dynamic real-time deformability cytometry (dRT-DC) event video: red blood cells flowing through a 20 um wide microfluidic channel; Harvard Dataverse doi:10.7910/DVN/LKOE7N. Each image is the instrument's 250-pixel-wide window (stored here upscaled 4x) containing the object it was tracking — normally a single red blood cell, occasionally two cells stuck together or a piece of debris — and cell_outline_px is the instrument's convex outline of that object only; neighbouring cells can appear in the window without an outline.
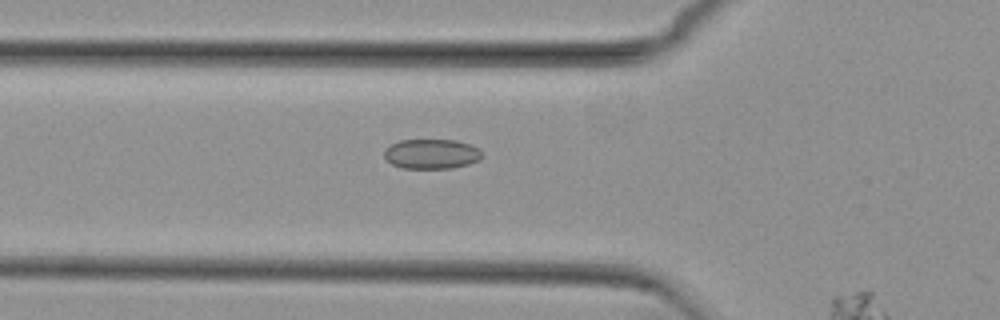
{"species": "common noctule bat (a hibernating species)", "species_latin": "Nyctalus noctula", "temperature_condition": "cold", "stored_images_in_passage": 17, "segment_of_instrument_passage": [1, 2], "camera_frame_rate_fps": 3000, "um_per_image_px": 0.085, "animal": {"sex": "female", "body_mass_g": 29.2, "forearm_length_mm": 56.3}, "frame": {"image": 1, "passage_image": 12, "time_ms": 3.667, "image_size_px": [1000, 320], "cell_outline_px": [[484, 156], [480, 160], [468, 164], [452, 168], [400, 168], [392, 164], [384, 156], [384, 148], [400, 140], [456, 140], [468, 144], [476, 148]], "centroid_in_image_um": [36.66, 13.09], "position_along_channel_um": 89.1, "area_um2": 16.94}}
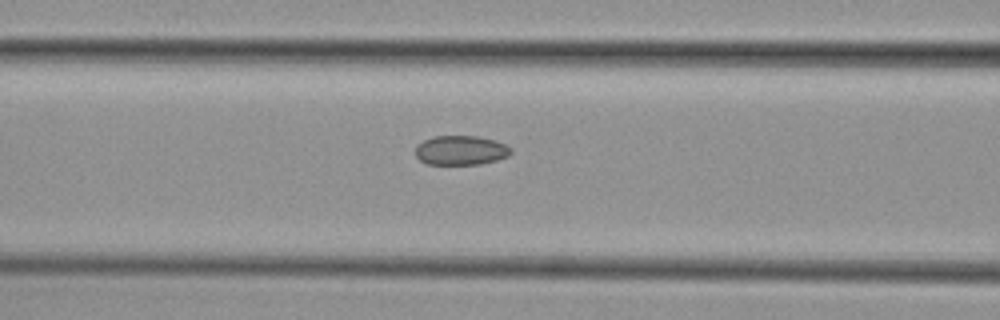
{"frame": {"image": 2, "passage_image": 15, "time_ms": 4.667, "image_size_px": [1000, 320], "cell_outline_px": [[512, 152], [508, 156], [496, 160], [480, 164], [424, 164], [416, 156], [416, 144], [432, 136], [476, 136], [496, 140], [512, 148]], "centroid_in_image_um": [39.16, 12.77], "position_along_channel_um": 127.4, "area_um2": 16.47}}